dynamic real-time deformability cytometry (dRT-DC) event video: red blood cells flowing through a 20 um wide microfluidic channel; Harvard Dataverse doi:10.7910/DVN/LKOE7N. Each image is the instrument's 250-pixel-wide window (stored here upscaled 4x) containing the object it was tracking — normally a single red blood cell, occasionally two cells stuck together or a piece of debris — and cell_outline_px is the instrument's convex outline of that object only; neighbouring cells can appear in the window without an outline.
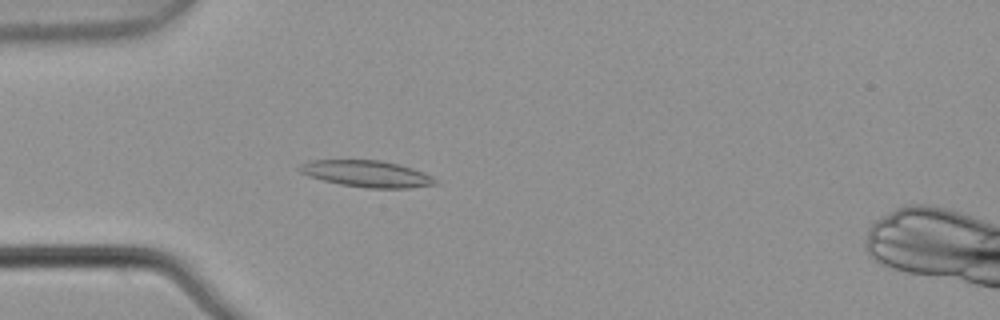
{"species": "common noctule bat (a hibernating species)", "species_latin": "Nyctalus noctula", "temperature_condition": "warm", "stored_images_in_passage": 4, "camera_frame_rate_fps": 3000, "um_per_image_px": 0.085, "animal": {"sex": "male", "body_mass_g": 21.5, "forearm_length_mm": 52.0}, "frame": {"image": 1, "passage_image": 4, "time_ms": 1.0, "image_size_px": [1000, 320], "cell_outline_px": [[440, 184], [408, 188], [368, 188], [340, 184], [308, 176], [300, 172], [296, 168], [300, 164], [308, 160], [380, 160], [412, 168], [432, 176]], "centroid_in_image_um": [31.15, 14.77], "position_along_channel_um": 53.8, "area_um2": 20.98}}